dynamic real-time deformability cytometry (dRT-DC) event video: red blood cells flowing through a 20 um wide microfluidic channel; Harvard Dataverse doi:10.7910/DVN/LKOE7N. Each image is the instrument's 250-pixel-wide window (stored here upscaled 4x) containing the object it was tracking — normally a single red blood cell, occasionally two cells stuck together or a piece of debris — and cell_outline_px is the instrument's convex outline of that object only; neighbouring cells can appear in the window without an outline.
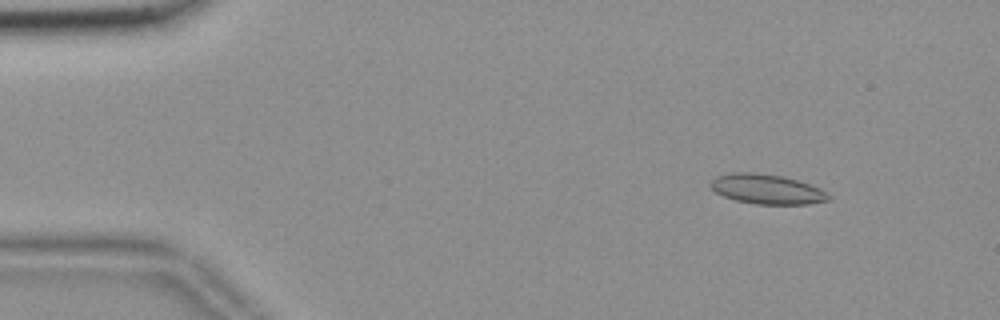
{"species": "common noctule bat (a hibernating species)", "species_latin": "Nyctalus noctula", "temperature_condition": "room temperature", "stored_images_in_passage": 53, "camera_frame_rate_fps": 3000, "um_per_image_px": 0.085, "animal": {"sex": "female", "body_mass_g": 18.4}, "frame": {"image": 1, "passage_image": 4, "time_ms": 1.0, "image_size_px": [1000, 320], "cell_outline_px": [[832, 200], [808, 204], [756, 204], [736, 200], [724, 196], [716, 192], [708, 184], [716, 176], [728, 172], [752, 172], [784, 176], [820, 188], [832, 196]], "centroid_in_image_um": [65.19, 16.07], "position_along_channel_um": 19.8, "area_um2": 20.58}}
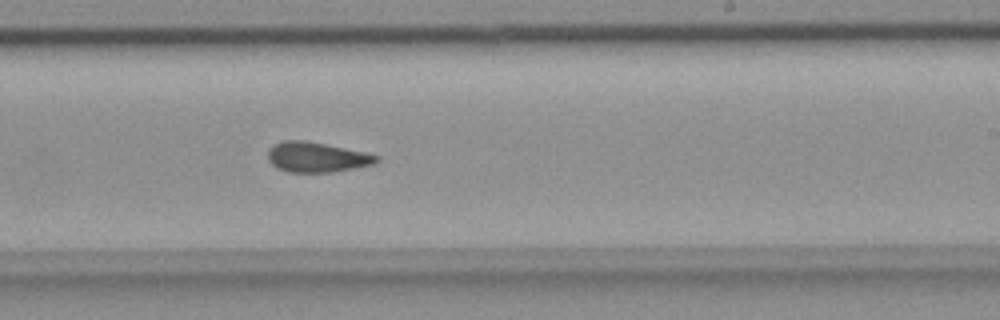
{"frame": {"image": 2, "passage_image": 31, "time_ms": 10.0, "image_size_px": [1000, 320], "cell_outline_px": [[380, 160], [376, 164], [332, 172], [288, 172], [276, 168], [268, 160], [268, 148], [272, 144], [284, 140], [304, 140], [364, 152], [380, 156]], "centroid_in_image_um": [26.9, 13.36], "position_along_channel_um": 262.1, "area_um2": 19.13}}
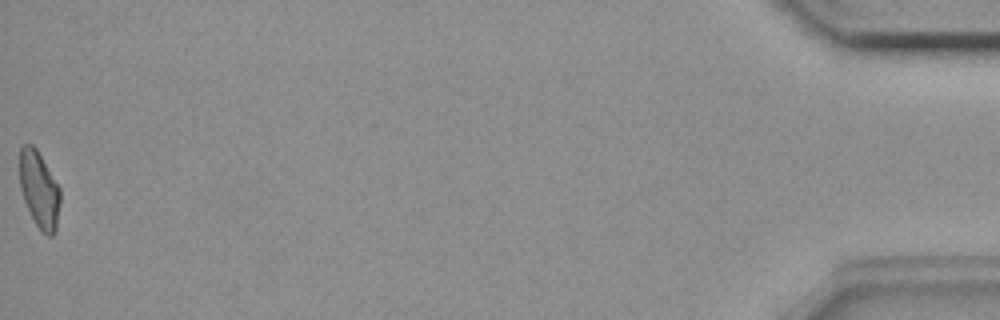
{"frame": {"image": 3, "passage_image": 53, "time_ms": 17.333, "image_size_px": [1000, 320], "cell_outline_px": [[60, 204], [56, 232], [52, 236], [48, 236], [36, 224], [24, 200], [20, 188], [20, 148], [24, 144], [32, 144], [36, 148], [60, 188]], "centroid_in_image_um": [3.35, 16.12], "position_along_channel_um": 431.9, "area_um2": 17.92}, "authors_computed_cell_mechanics": {"area_um2": 19.1896, "velocity_mm_per_s": 3.6761, "shape_relaxation_time_tau1_ms": null, "shape_relaxation_time_tau2_ms": 3.5081, "deformation_change_tau1": null, "deformation_change_tau2": 0.1018}}